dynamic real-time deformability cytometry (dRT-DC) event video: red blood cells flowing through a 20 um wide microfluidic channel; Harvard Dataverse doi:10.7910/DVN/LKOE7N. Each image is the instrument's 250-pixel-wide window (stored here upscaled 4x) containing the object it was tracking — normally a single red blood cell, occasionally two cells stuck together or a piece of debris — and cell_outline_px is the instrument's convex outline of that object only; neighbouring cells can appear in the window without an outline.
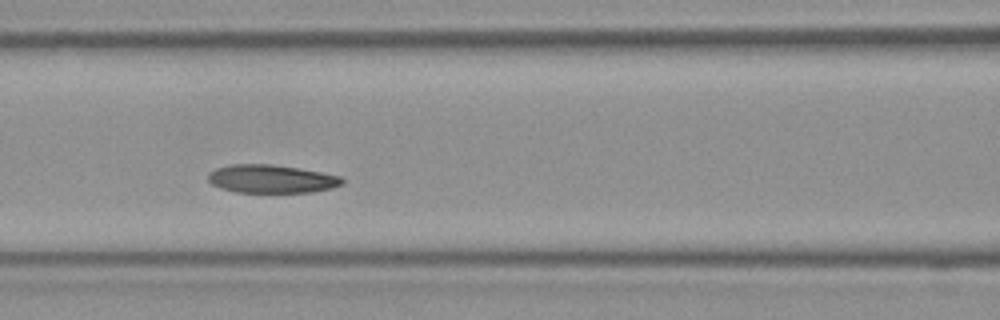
{"species": "Egyptian fruit bat (a non-hibernating species)", "species_latin": "Rousettus aegyptiacus", "temperature_condition": "room temperature", "stored_images_in_passage": 17, "camera_frame_rate_fps": 3000, "um_per_image_px": 0.085, "frame": {"image": 1, "passage_image": 8, "time_ms": 2.333, "image_size_px": [1000, 320], "cell_outline_px": [[344, 184], [332, 188], [312, 192], [236, 192], [220, 188], [212, 184], [208, 180], [208, 172], [216, 168], [232, 164], [272, 164], [300, 168], [340, 176], [344, 180]], "centroid_in_image_um": [23.07, 15.2], "position_along_channel_um": 143.5, "area_um2": 22.14}}